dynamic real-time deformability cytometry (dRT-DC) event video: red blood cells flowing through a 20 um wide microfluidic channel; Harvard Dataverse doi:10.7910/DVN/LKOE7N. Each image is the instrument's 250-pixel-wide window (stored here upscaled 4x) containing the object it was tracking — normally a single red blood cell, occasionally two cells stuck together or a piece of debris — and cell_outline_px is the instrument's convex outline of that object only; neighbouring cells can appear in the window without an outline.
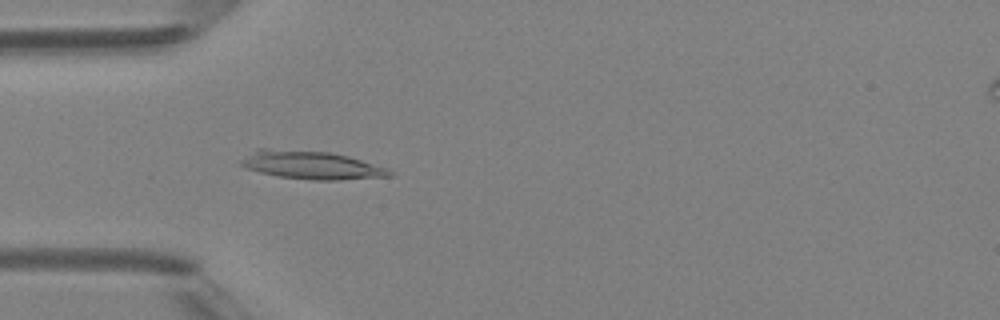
{"species": "Egyptian fruit bat (a non-hibernating species)", "species_latin": "Rousettus aegyptiacus", "temperature_condition": "room temperature", "stored_images_in_passage": 5, "camera_frame_rate_fps": 3000, "um_per_image_px": 0.085, "animal": {"sex": "female"}, "frame": {"image": 1, "passage_image": 5, "time_ms": 4.333, "image_size_px": [1000, 320], "cell_outline_px": [[392, 176], [336, 180], [312, 180], [280, 176], [260, 172], [244, 168], [240, 164], [240, 160], [256, 148], [268, 148], [328, 152], [348, 156], [388, 168], [392, 172]], "centroid_in_image_um": [26.43, 14.02], "position_along_channel_um": 58.6, "area_um2": 24.33}}